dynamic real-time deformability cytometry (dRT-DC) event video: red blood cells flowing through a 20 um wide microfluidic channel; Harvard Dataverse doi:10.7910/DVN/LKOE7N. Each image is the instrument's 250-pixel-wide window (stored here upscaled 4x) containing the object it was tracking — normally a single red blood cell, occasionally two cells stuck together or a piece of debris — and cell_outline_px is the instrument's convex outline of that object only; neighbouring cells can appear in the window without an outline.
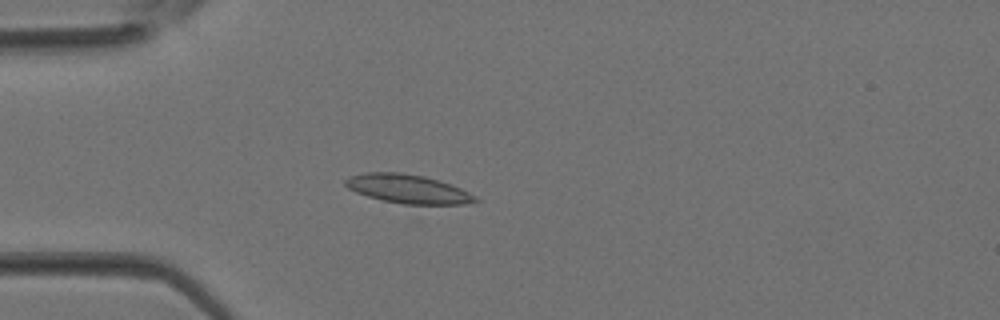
{"species": "Egyptian fruit bat (a non-hibernating species)", "species_latin": "Rousettus aegyptiacus", "temperature_condition": "room temperature", "stored_images_in_passage": 4, "camera_frame_rate_fps": 3000, "um_per_image_px": 0.085, "animal": {"sex": "female"}, "frame": {"image": 1, "passage_image": 4, "time_ms": 1.0, "image_size_px": [1000, 320], "cell_outline_px": [[480, 200], [464, 204], [404, 204], [384, 200], [368, 196], [356, 192], [348, 188], [344, 184], [344, 180], [352, 176], [368, 172], [400, 172], [424, 176], [460, 188], [476, 196]], "centroid_in_image_um": [34.66, 16.05], "position_along_channel_um": 50.3, "area_um2": 21.44}}